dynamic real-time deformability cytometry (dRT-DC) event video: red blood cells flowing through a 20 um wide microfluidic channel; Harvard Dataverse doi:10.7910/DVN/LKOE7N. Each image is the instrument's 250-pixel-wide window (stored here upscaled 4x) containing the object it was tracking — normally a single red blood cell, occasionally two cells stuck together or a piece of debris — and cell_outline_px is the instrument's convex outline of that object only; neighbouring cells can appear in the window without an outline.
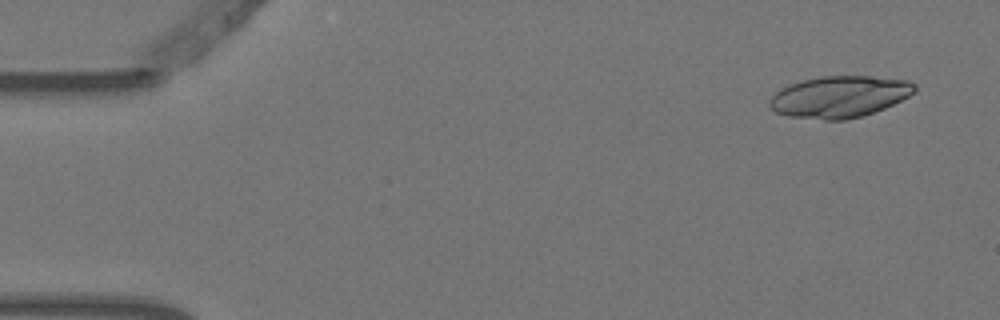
{"species": "Egyptian fruit bat (a non-hibernating species)", "species_latin": "Rousettus aegyptiacus", "temperature_condition": "warm", "stored_images_in_passage": 4, "camera_frame_rate_fps": 3000, "um_per_image_px": 0.085, "animal": {"sex": "female"}, "frame": {"image": 1, "passage_image": 1, "time_ms": 0.0, "image_size_px": [1000, 320], "cell_outline_px": [[916, 92], [884, 108], [860, 116], [844, 120], [824, 120], [788, 116], [776, 112], [768, 104], [768, 100], [780, 88], [804, 80], [820, 76], [872, 76], [908, 80], [916, 84]], "centroid_in_image_um": [71.35, 8.21], "position_along_channel_um": 13.6, "area_um2": 35.03}}